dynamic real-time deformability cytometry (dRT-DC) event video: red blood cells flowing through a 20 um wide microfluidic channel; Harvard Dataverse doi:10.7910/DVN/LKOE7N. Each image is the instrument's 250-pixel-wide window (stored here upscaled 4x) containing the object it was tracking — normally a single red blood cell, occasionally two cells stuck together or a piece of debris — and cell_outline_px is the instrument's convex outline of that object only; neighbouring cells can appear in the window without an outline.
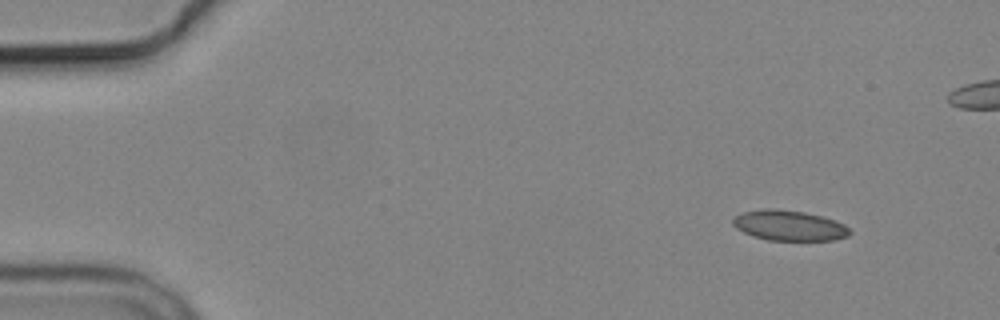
{"species": "common noctule bat (a hibernating species)", "species_latin": "Nyctalus noctula", "temperature_condition": "cold", "stored_images_in_passage": 5, "camera_frame_rate_fps": 3000, "um_per_image_px": 0.085, "animal": {"sex": "male", "body_mass_g": 19.2, "forearm_length_mm": 51.8}, "frame": {"image": 1, "passage_image": 1, "time_ms": 0.0, "image_size_px": [1000, 320], "cell_outline_px": [[852, 232], [848, 236], [832, 240], [768, 240], [752, 236], [736, 228], [732, 224], [732, 220], [736, 216], [744, 212], [764, 208], [776, 208], [804, 212], [836, 220], [844, 224]], "centroid_in_image_um": [67.07, 19.16], "position_along_channel_um": 17.9, "area_um2": 20.63}}